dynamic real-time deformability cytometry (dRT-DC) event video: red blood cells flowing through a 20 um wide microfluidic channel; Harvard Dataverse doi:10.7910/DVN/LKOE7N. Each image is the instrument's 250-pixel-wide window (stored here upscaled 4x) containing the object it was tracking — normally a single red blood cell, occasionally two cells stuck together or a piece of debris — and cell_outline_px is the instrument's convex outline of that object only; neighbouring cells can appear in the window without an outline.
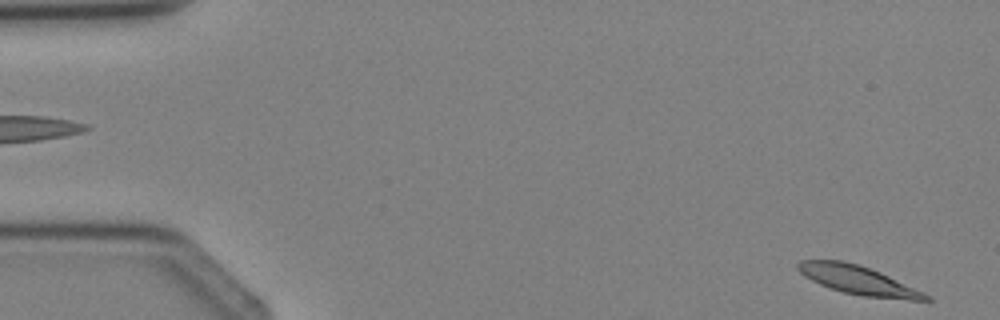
{"species": "Egyptian fruit bat (a non-hibernating species)", "species_latin": "Rousettus aegyptiacus", "temperature_condition": "cold", "stored_images_in_passage": 4, "camera_frame_rate_fps": 3000, "um_per_image_px": 0.085, "animal": {"sex": "female"}, "frame": {"image": 1, "passage_image": 4, "time_ms": 3.667, "image_size_px": [1000, 320], "cell_outline_px": [[932, 300], [908, 300], [864, 296], [844, 292], [820, 284], [804, 276], [796, 268], [796, 264], [800, 260], [844, 260], [860, 264], [880, 272], [924, 292], [932, 296]], "centroid_in_image_um": [72.95, 23.8], "position_along_channel_um": 12.0, "area_um2": 21.39}}